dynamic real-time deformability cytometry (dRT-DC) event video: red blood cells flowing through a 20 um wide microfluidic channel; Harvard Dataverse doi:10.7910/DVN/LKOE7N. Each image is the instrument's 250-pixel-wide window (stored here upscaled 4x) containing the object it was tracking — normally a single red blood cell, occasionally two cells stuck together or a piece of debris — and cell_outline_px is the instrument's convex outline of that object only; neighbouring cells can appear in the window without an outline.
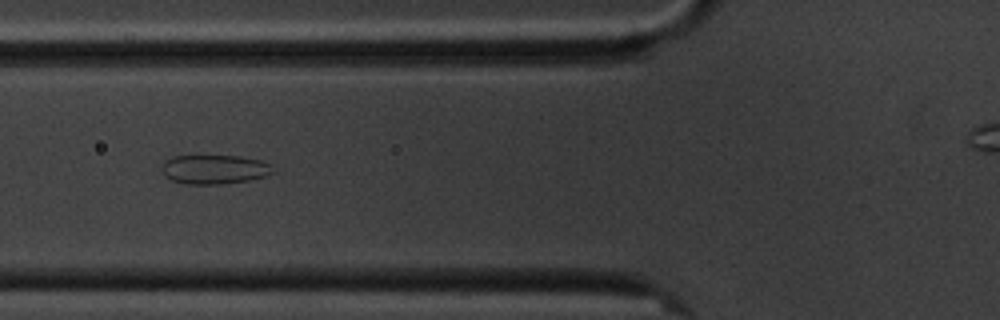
{"species": "common noctule bat (a hibernating species)", "species_latin": "Nyctalus noctula", "temperature_condition": "cold", "stored_images_in_passage": 9, "camera_frame_rate_fps": 3000, "um_per_image_px": 0.085, "animal": {"sex": "male", "body_mass_g": 20.1, "forearm_length_mm": 53.5}, "frame": {"image": 1, "passage_image": 6, "time_ms": 5.667, "image_size_px": [1000, 320], "cell_outline_px": [[276, 172], [264, 176], [248, 180], [220, 184], [188, 184], [172, 180], [164, 176], [160, 168], [164, 160], [172, 156], [240, 156], [260, 160], [272, 164]], "centroid_in_image_um": [18.22, 14.39], "position_along_channel_um": 107.6, "area_um2": 19.07}}
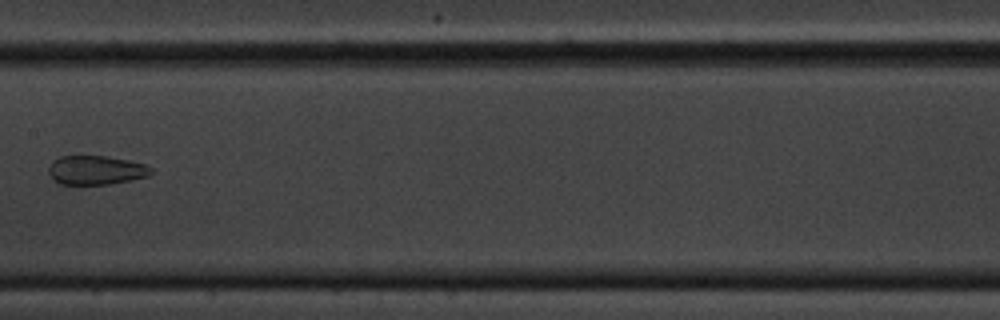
{"frame": {"image": 2, "passage_image": 8, "time_ms": 8.333, "image_size_px": [1000, 320], "cell_outline_px": [[156, 172], [148, 176], [108, 184], [60, 184], [52, 180], [48, 172], [48, 168], [52, 160], [60, 156], [108, 156], [128, 160], [144, 164], [156, 168]], "centroid_in_image_um": [8.17, 14.45], "position_along_channel_um": 199.2, "area_um2": 17.57}}
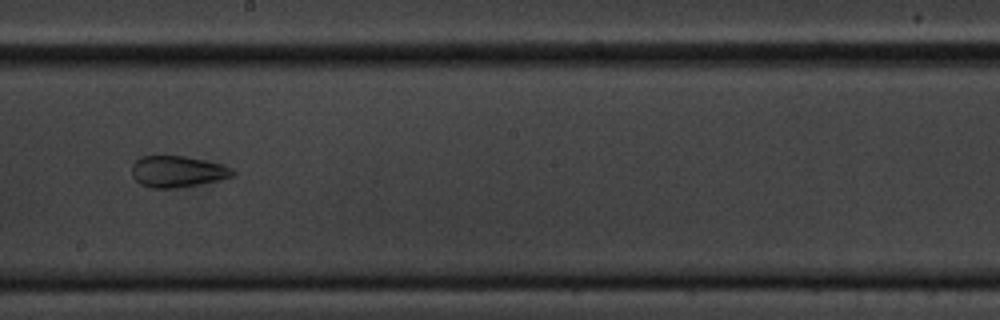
{"frame": {"image": 3, "passage_image": 9, "time_ms": 9.333, "image_size_px": [1000, 320], "cell_outline_px": [[236, 172], [232, 176], [200, 184], [176, 188], [152, 188], [140, 184], [132, 176], [132, 164], [140, 156], [184, 156], [224, 164], [232, 168]], "centroid_in_image_um": [15.07, 14.57], "position_along_channel_um": 233.1, "area_um2": 18.44}}